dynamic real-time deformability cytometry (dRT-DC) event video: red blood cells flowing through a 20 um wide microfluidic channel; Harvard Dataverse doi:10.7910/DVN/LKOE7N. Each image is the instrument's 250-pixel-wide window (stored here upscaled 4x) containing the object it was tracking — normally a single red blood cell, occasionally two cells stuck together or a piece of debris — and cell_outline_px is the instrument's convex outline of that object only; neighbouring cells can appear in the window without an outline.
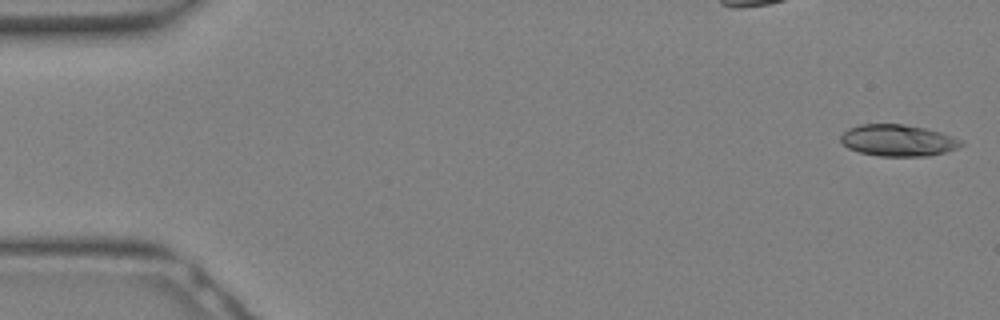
{"species": "Egyptian fruit bat (a non-hibernating species)", "species_latin": "Rousettus aegyptiacus", "temperature_condition": "warm", "stored_images_in_passage": 19, "camera_frame_rate_fps": 3000, "um_per_image_px": 0.085, "animal": {"sex": "female"}, "frame": {"image": 1, "passage_image": 1, "time_ms": 0.0, "image_size_px": [1000, 320], "cell_outline_px": [[964, 144], [956, 148], [944, 152], [928, 156], [880, 156], [860, 152], [848, 148], [840, 140], [840, 136], [848, 128], [860, 124], [904, 124], [924, 128], [940, 132], [964, 140]], "centroid_in_image_um": [76.33, 11.93], "position_along_channel_um": 8.7, "area_um2": 22.14}}
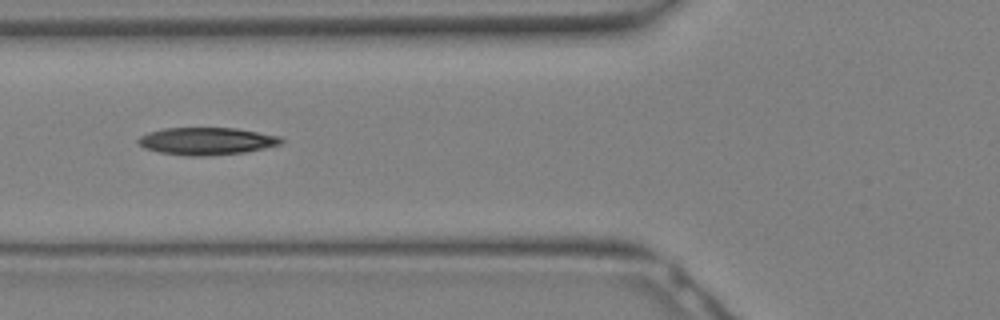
{"frame": {"image": 2, "passage_image": 12, "time_ms": 3.667, "image_size_px": [1000, 320], "cell_outline_px": [[284, 144], [244, 152], [208, 156], [188, 156], [160, 152], [144, 148], [136, 140], [140, 136], [148, 132], [164, 128], [236, 128], [280, 136], [284, 140]], "centroid_in_image_um": [17.58, 11.99], "position_along_channel_um": 108.2, "area_um2": 22.89}}
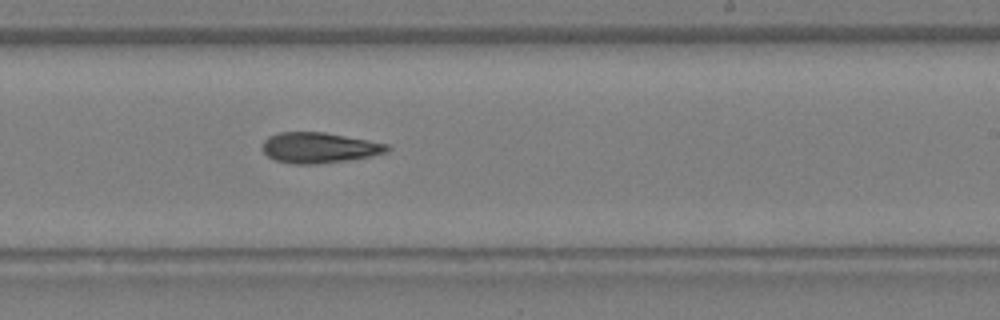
{"frame": {"image": 3, "passage_image": 19, "time_ms": 6.0, "image_size_px": [1000, 320], "cell_outline_px": [[392, 148], [388, 152], [368, 156], [344, 160], [316, 164], [292, 164], [276, 160], [268, 156], [260, 148], [264, 140], [268, 136], [280, 132], [324, 132], [388, 144]], "centroid_in_image_um": [27.09, 12.55], "position_along_channel_um": 261.9, "area_um2": 22.08}}